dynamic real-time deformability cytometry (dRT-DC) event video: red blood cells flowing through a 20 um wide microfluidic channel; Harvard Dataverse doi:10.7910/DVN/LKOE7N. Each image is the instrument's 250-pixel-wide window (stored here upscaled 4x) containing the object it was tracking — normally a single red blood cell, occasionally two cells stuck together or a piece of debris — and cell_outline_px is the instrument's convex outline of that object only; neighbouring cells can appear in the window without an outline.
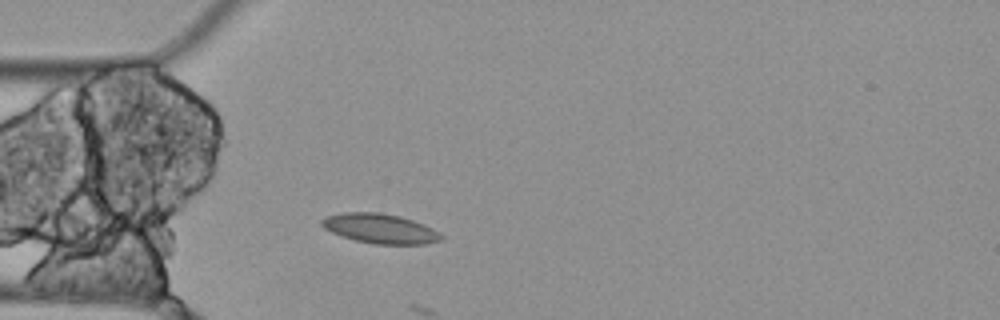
{"species": "Egyptian fruit bat (a non-hibernating species)", "species_latin": "Rousettus aegyptiacus", "temperature_condition": "cold", "stored_images_in_passage": 2, "camera_frame_rate_fps": 3000, "um_per_image_px": 0.085, "animal": {"sex": "female"}, "frame": {"image": 1, "passage_image": 2, "time_ms": 0.333, "image_size_px": [1000, 320], "cell_outline_px": [[444, 236], [440, 240], [424, 244], [372, 244], [340, 236], [324, 228], [320, 224], [320, 220], [328, 216], [344, 212], [380, 212], [400, 216], [424, 224], [440, 232]], "centroid_in_image_um": [32.31, 19.42], "position_along_channel_um": 52.7, "area_um2": 20.69}}